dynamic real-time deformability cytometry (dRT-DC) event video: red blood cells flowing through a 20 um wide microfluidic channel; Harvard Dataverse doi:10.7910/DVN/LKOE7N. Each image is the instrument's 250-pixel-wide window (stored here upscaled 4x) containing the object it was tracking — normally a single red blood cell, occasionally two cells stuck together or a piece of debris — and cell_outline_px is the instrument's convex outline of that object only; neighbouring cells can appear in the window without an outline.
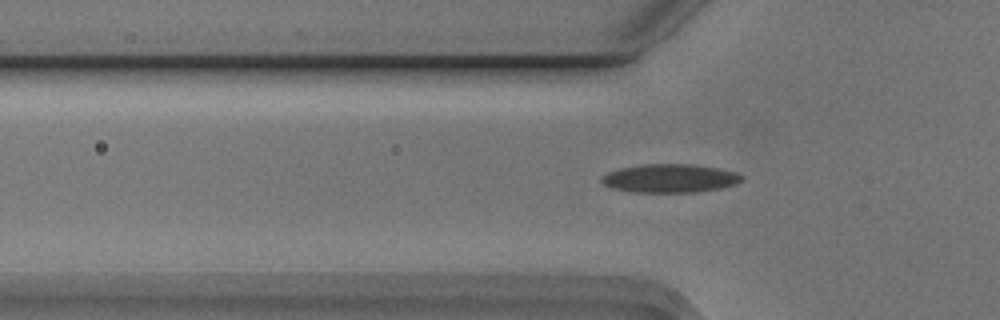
{"species": "Egyptian fruit bat (a non-hibernating species)", "species_latin": "Rousettus aegyptiacus", "temperature_condition": "cold", "stored_images_in_passage": 35, "camera_frame_rate_fps": 3000, "um_per_image_px": 0.085, "animal": {"sex": "male"}, "frame": {"image": 1, "passage_image": 9, "time_ms": 2.667, "image_size_px": [1000, 320], "cell_outline_px": [[744, 176], [736, 184], [720, 188], [696, 192], [632, 192], [612, 188], [604, 184], [600, 180], [600, 176], [608, 172], [620, 168], [644, 164], [692, 164], [716, 168], [736, 172]], "centroid_in_image_um": [56.91, 15.16], "position_along_channel_um": 68.9, "area_um2": 23.24}}
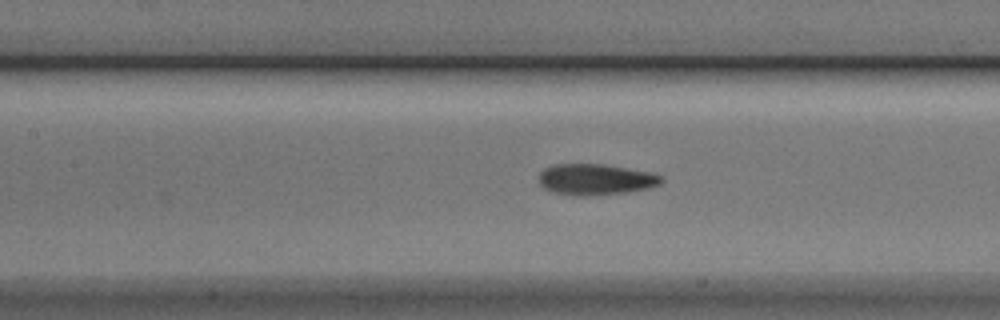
{"frame": {"image": 2, "passage_image": 16, "time_ms": 5.0, "image_size_px": [1000, 320], "cell_outline_px": [[664, 180], [660, 184], [648, 188], [628, 192], [584, 196], [580, 196], [556, 192], [544, 188], [540, 184], [540, 172], [544, 168], [552, 164], [600, 164], [652, 172], [664, 176]], "centroid_in_image_um": [50.66, 15.24], "position_along_channel_um": 156.7, "area_um2": 22.08}}
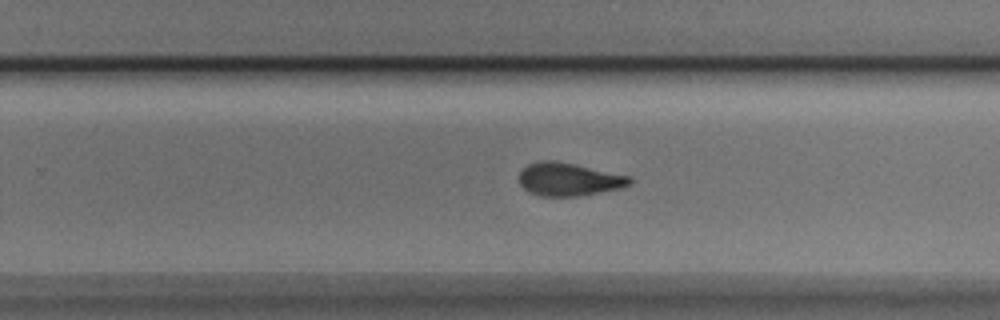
{"frame": {"image": 3, "passage_image": 26, "time_ms": 8.333, "image_size_px": [1000, 320], "cell_outline_px": [[632, 184], [624, 188], [576, 196], [540, 196], [528, 192], [520, 184], [520, 172], [528, 164], [540, 160], [556, 160], [576, 164], [632, 176]], "centroid_in_image_um": [48.39, 15.23], "position_along_channel_um": 281.4, "area_um2": 21.56}, "authors_computed_cell_mechanics": {"area_um2": 22.0218, "velocity_mm_per_s": 3.7542, "shape_relaxation_time_tau1_ms": 2.3503, "shape_relaxation_time_tau2_ms": 2.0234, "deformation_change_tau1": 0.1485, "deformation_change_tau2": 0.0951}}